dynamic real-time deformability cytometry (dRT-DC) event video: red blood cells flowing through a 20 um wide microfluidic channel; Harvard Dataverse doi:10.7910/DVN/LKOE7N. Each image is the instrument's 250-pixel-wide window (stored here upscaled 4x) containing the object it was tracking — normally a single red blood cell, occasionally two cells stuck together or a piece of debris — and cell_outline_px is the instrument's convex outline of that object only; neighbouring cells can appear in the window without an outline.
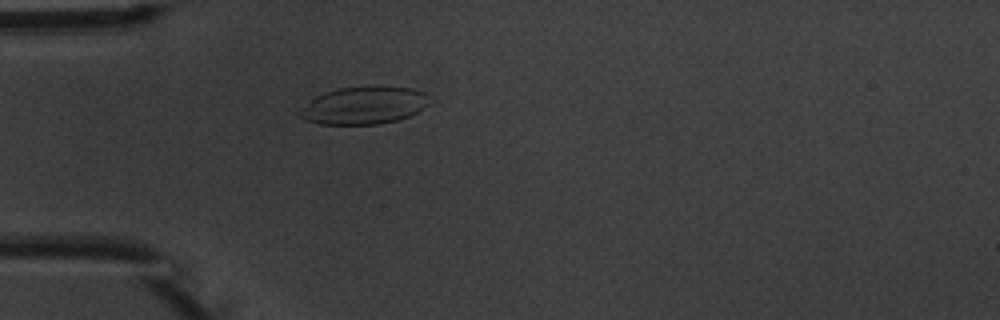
{"species": "common noctule bat (a hibernating species)", "species_latin": "Nyctalus noctula", "temperature_condition": "warm", "stored_images_in_passage": 2, "camera_frame_rate_fps": 3000, "um_per_image_px": 0.085, "animal": {"sex": "male", "body_mass_g": 20.1, "forearm_length_mm": 53.5}, "frame": {"image": 1, "passage_image": 2, "time_ms": 1.333, "image_size_px": [1000, 320], "cell_outline_px": [[432, 104], [408, 116], [396, 120], [380, 124], [320, 124], [304, 120], [296, 112], [316, 96], [324, 92], [340, 88], [412, 88], [424, 92]], "centroid_in_image_um": [30.91, 8.99], "position_along_channel_um": 54.1, "area_um2": 27.86}}